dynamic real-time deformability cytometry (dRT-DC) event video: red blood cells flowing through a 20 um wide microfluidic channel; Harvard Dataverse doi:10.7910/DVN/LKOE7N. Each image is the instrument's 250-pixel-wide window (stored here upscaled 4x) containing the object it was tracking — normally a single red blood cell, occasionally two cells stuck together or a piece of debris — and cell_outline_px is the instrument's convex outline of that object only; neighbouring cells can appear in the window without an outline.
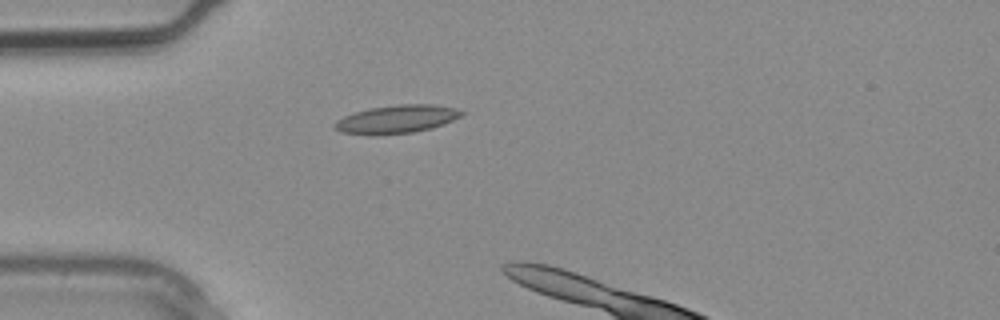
{"species": "common noctule bat (a hibernating species)", "species_latin": "Nyctalus noctula", "temperature_condition": "warm", "stored_images_in_passage": 2, "camera_frame_rate_fps": 3000, "um_per_image_px": 0.085, "animal": {"sex": "male", "body_mass_g": 20.4}, "frame": {"image": 1, "passage_image": 1, "time_ms": 0.0, "image_size_px": [1000, 320], "cell_outline_px": [[464, 112], [460, 116], [444, 124], [432, 128], [412, 132], [340, 132], [332, 124], [336, 120], [344, 116], [356, 112], [372, 108], [400, 104], [432, 104], [456, 108]], "centroid_in_image_um": [33.79, 10.08], "position_along_channel_um": 51.2, "area_um2": 19.77}}